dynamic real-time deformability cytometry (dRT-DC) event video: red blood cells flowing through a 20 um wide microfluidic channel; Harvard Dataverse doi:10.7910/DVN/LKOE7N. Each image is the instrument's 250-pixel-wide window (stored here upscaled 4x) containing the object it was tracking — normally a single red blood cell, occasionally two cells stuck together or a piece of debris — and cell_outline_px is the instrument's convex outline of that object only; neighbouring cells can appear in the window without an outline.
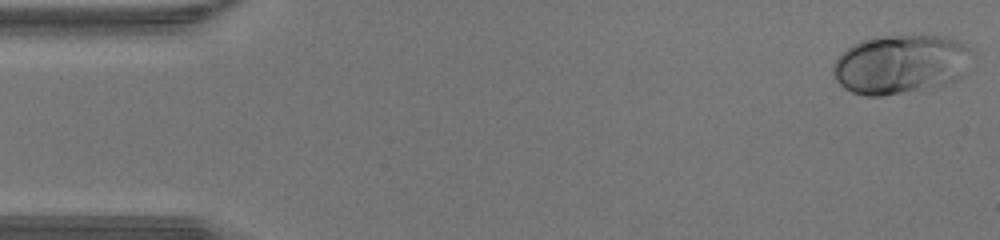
{"species": "human", "species_latin": "Homo sapiens", "temperature_condition": "warm", "stored_images_in_passage": 42, "camera_frame_rate_fps": 3000, "um_per_image_px": 0.085, "donor": {"sex": "male"}, "frame": {"image": 1, "passage_image": 1, "time_ms": 0.0, "image_size_px": [1000, 240], "cell_outline_px": [[968, 48], [960, 76], [956, 80], [940, 84], [880, 96], [864, 96], [852, 92], [844, 88], [836, 80], [832, 72], [832, 68], [836, 60], [848, 48], [860, 40], [876, 36], [940, 36], [956, 40], [964, 44]], "centroid_in_image_um": [76.41, 5.45], "position_along_channel_um": 8.6, "area_um2": 46.3}}
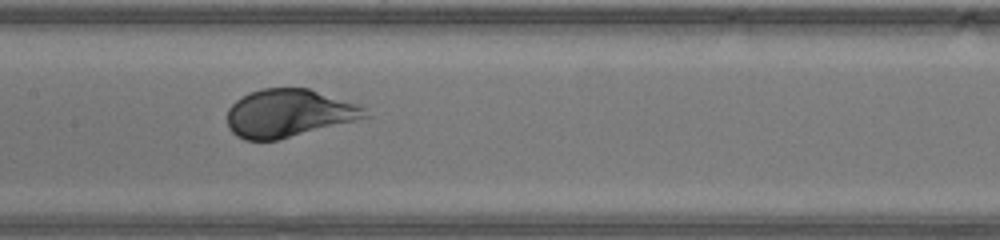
{"frame": {"image": 2, "passage_image": 20, "time_ms": 6.333, "image_size_px": [1000, 240], "cell_outline_px": [[372, 116], [276, 140], [244, 140], [236, 136], [228, 128], [228, 108], [236, 100], [248, 92], [260, 88], [308, 88], [360, 104]], "centroid_in_image_um": [24.54, 9.61], "position_along_channel_um": 182.9, "area_um2": 38.49}}
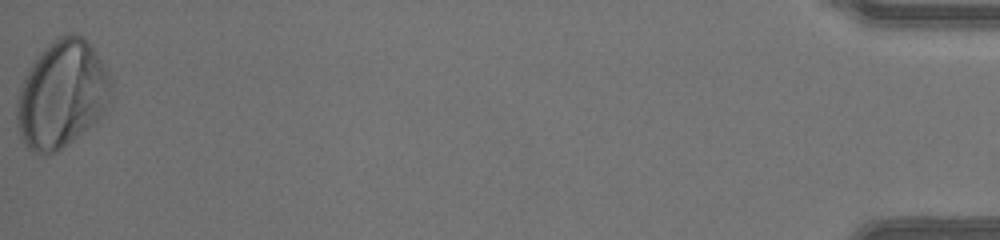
{"frame": {"image": 3, "passage_image": 42, "time_ms": 13.667, "image_size_px": [1000, 240], "cell_outline_px": [[112, 88], [104, 108], [100, 116], [92, 124], [68, 144], [56, 152], [44, 156], [32, 152], [24, 144], [20, 136], [16, 120], [16, 100], [24, 76], [28, 68], [44, 48], [52, 40], [60, 36], [72, 32], [84, 36], [88, 40], [96, 52], [108, 72], [112, 84]], "centroid_in_image_um": [5.22, 8.01], "position_along_channel_um": 430.0, "area_um2": 59.01}}